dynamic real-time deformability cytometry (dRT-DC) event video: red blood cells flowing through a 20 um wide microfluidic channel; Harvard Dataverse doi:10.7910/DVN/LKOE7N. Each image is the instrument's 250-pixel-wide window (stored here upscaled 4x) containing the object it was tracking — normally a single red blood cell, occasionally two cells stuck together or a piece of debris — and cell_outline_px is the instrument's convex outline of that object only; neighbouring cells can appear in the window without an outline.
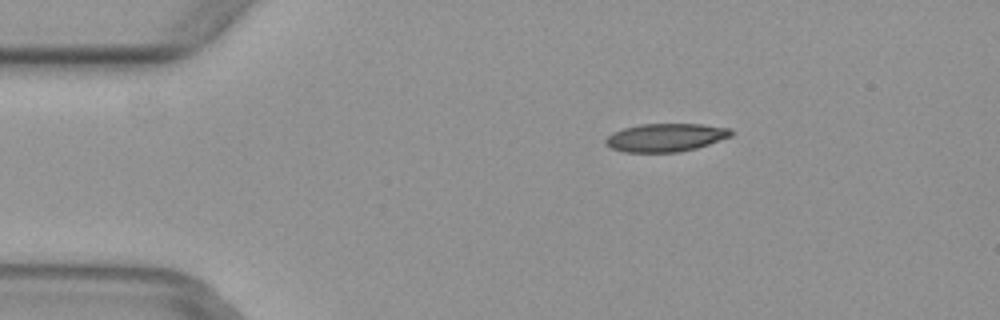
{"species": "common noctule bat (a hibernating species)", "species_latin": "Nyctalus noctula", "temperature_condition": "warm", "stored_images_in_passage": 2, "camera_frame_rate_fps": 3000, "um_per_image_px": 0.085, "animal": {"sex": "female", "body_mass_g": 29.2, "forearm_length_mm": 56.3}, "frame": {"image": 1, "passage_image": 1, "time_ms": 0.0, "image_size_px": [1000, 320], "cell_outline_px": [[736, 132], [732, 136], [696, 148], [680, 152], [624, 152], [612, 148], [604, 144], [604, 140], [612, 132], [624, 128], [640, 124], [704, 124], [732, 128]], "centroid_in_image_um": [56.61, 11.68], "position_along_channel_um": 28.4, "area_um2": 20.81}}